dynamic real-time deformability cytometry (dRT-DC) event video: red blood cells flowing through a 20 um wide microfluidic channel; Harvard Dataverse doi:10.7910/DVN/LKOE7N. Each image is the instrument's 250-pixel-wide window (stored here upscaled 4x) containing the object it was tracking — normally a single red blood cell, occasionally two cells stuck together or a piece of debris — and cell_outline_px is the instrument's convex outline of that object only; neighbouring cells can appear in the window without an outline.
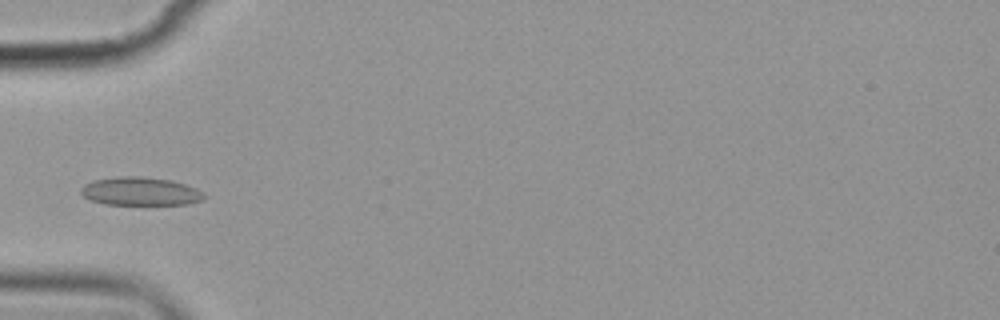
{"species": "common noctule bat (a hibernating species)", "species_latin": "Nyctalus noctula", "temperature_condition": "cold", "stored_images_in_passage": 10, "camera_frame_rate_fps": 3000, "um_per_image_px": 0.085, "animal": {"sex": "female", "body_mass_g": 19.9}, "frame": {"image": 1, "passage_image": 4, "time_ms": 3.333, "image_size_px": [1000, 320], "cell_outline_px": [[208, 196], [204, 200], [188, 204], [104, 204], [88, 200], [80, 192], [80, 188], [84, 184], [96, 180], [120, 176], [140, 176], [172, 180], [196, 188]], "centroid_in_image_um": [11.94, 16.27], "position_along_channel_um": 73.1, "area_um2": 20.4}}
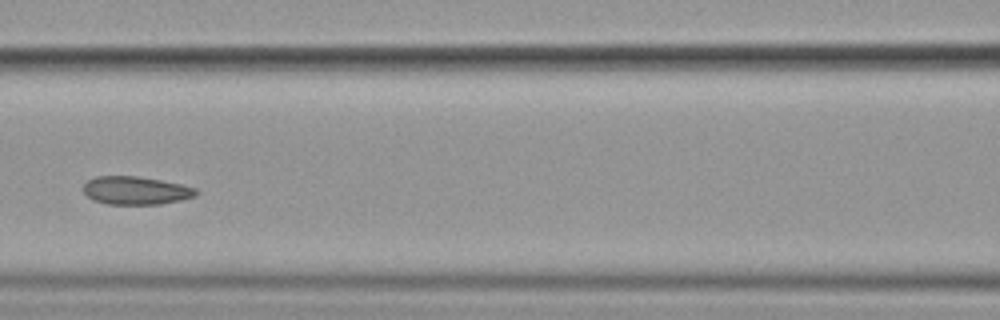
{"frame": {"image": 2, "passage_image": 6, "time_ms": 5.667, "image_size_px": [1000, 320], "cell_outline_px": [[200, 192], [196, 196], [180, 200], [160, 204], [108, 204], [92, 200], [84, 192], [84, 184], [88, 180], [96, 176], [136, 176], [160, 180], [180, 184], [196, 188]], "centroid_in_image_um": [11.56, 16.19], "position_along_channel_um": 155.0, "area_um2": 18.44}}
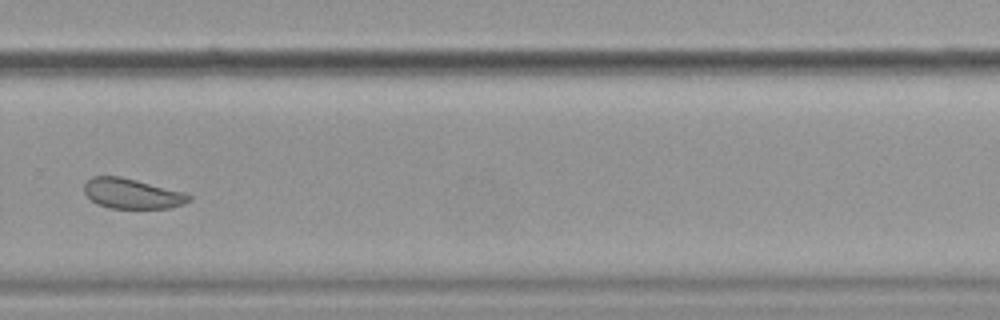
{"frame": {"image": 3, "passage_image": 10, "time_ms": 10.333, "image_size_px": [1000, 320], "cell_outline_px": [[192, 200], [184, 204], [168, 208], [108, 208], [96, 204], [84, 192], [84, 184], [92, 176], [120, 176], [184, 192], [192, 196]], "centroid_in_image_um": [11.22, 16.46], "position_along_channel_um": 318.6, "area_um2": 18.38}}